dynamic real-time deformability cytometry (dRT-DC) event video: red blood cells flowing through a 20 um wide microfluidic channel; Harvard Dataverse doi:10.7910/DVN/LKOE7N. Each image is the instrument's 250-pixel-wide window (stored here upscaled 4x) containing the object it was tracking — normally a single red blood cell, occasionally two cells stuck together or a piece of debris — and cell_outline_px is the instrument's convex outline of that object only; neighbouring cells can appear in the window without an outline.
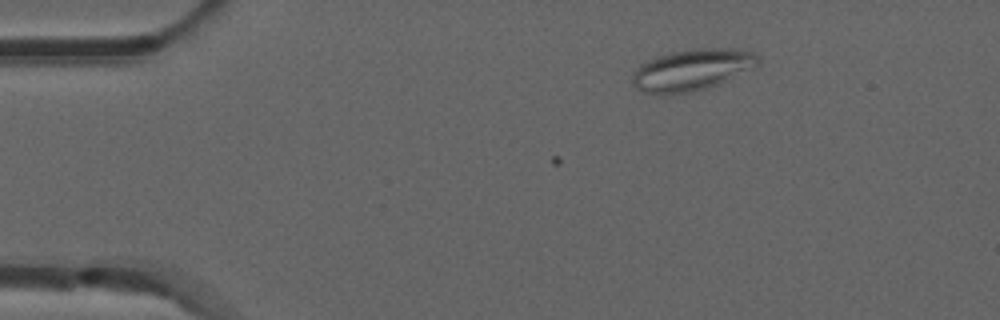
{"species": "common noctule bat (a hibernating species)", "species_latin": "Nyctalus noctula", "temperature_condition": "room temperature", "stored_images_in_passage": 5, "camera_frame_rate_fps": 3000, "um_per_image_px": 0.085, "animal": {"sex": "male", "forearm_length_mm": 52.5}, "frame": {"image": 1, "passage_image": 5, "time_ms": 1.333, "image_size_px": [1000, 320], "cell_outline_px": [[760, 64], [716, 84], [692, 92], [660, 96], [644, 92], [636, 88], [632, 84], [632, 76], [636, 68], [640, 64], [656, 56], [672, 52], [692, 48], [728, 48], [756, 52], [760, 56]], "centroid_in_image_um": [58.78, 5.93], "position_along_channel_um": 26.2, "area_um2": 30.52}}